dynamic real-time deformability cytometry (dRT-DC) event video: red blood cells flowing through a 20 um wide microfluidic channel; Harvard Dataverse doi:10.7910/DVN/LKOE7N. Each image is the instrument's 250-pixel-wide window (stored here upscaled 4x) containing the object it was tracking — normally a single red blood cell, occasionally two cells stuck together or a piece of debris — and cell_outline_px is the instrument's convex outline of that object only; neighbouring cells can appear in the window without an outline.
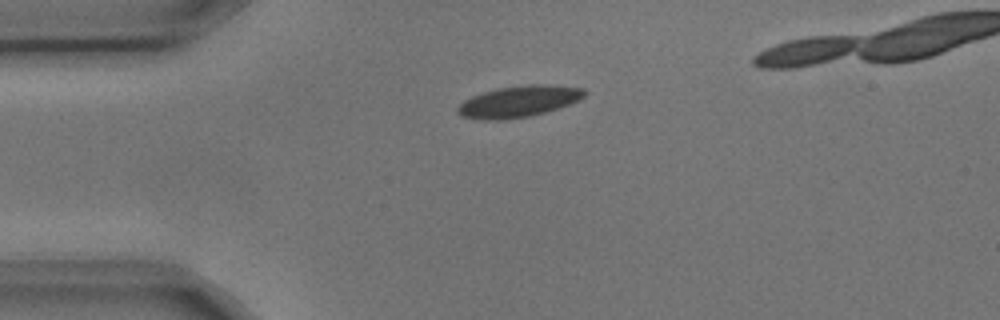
{"species": "common noctule bat (a hibernating species)", "species_latin": "Nyctalus noctula", "temperature_condition": "cold", "stored_images_in_passage": 8, "camera_frame_rate_fps": 3000, "um_per_image_px": 0.085, "animal": {"sex": "male", "body_mass_g": 17.9, "forearm_length_mm": 54.2}, "frame": {"image": 1, "passage_image": 1, "time_ms": 0.0, "image_size_px": [1000, 320], "cell_outline_px": [[588, 92], [580, 100], [544, 112], [528, 116], [500, 120], [480, 120], [460, 116], [456, 112], [456, 108], [464, 100], [472, 96], [484, 92], [500, 88], [528, 84], [548, 84], [584, 88]], "centroid_in_image_um": [44.08, 8.62], "position_along_channel_um": 40.9, "area_um2": 23.12}}
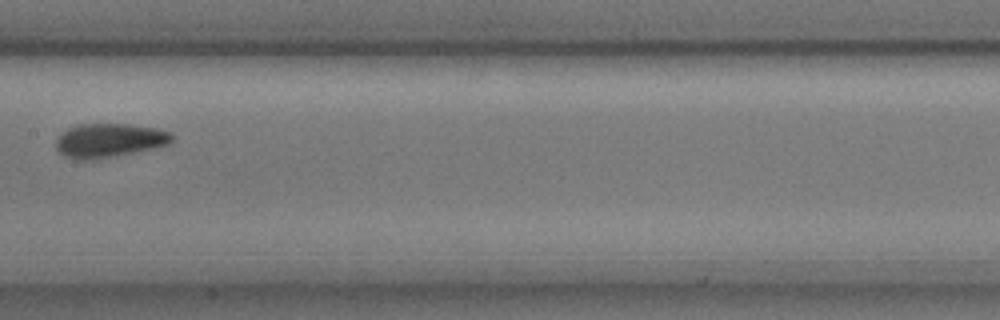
{"frame": {"image": 2, "passage_image": 5, "time_ms": 1.333, "image_size_px": [1000, 320], "cell_outline_px": [[176, 136], [168, 144], [156, 148], [92, 160], [76, 160], [64, 156], [56, 148], [56, 140], [68, 128], [80, 124], [128, 124], [156, 128], [172, 132]], "centroid_in_image_um": [9.32, 11.94], "position_along_channel_um": 198.1, "area_um2": 23.0}}
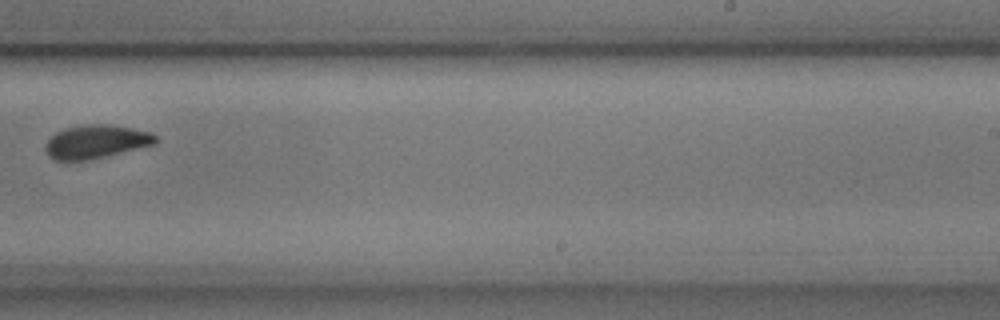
{"frame": {"image": 3, "passage_image": 7, "time_ms": 2.0, "image_size_px": [1000, 320], "cell_outline_px": [[156, 144], [92, 160], [56, 160], [48, 156], [44, 148], [48, 140], [56, 132], [64, 128], [88, 124], [112, 124], [152, 132], [156, 136]], "centroid_in_image_um": [8.18, 12.04], "position_along_channel_um": 280.8, "area_um2": 21.68}}